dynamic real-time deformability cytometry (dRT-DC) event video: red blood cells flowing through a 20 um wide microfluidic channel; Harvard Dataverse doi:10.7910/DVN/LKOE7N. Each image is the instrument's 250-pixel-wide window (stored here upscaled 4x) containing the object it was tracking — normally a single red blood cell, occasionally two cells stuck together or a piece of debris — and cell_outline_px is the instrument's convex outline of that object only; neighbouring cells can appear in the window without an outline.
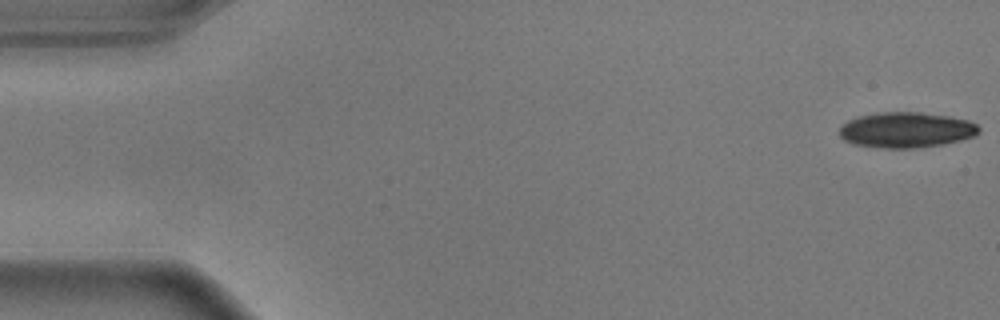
{"species": "common noctule bat (a hibernating species)", "species_latin": "Nyctalus noctula", "temperature_condition": "warm", "stored_images_in_passage": 24, "camera_frame_rate_fps": 3000, "um_per_image_px": 0.085, "animal": {"sex": "male", "body_mass_g": 17.9}, "frame": {"image": 1, "passage_image": 1, "time_ms": 0.0, "image_size_px": [1000, 320], "cell_outline_px": [[980, 132], [972, 136], [960, 140], [940, 144], [916, 148], [884, 148], [852, 144], [844, 140], [840, 136], [840, 128], [848, 120], [860, 116], [876, 112], [920, 112], [948, 116], [968, 120], [976, 124], [980, 128]], "centroid_in_image_um": [77.01, 11.04], "position_along_channel_um": 8.0, "area_um2": 28.73}}
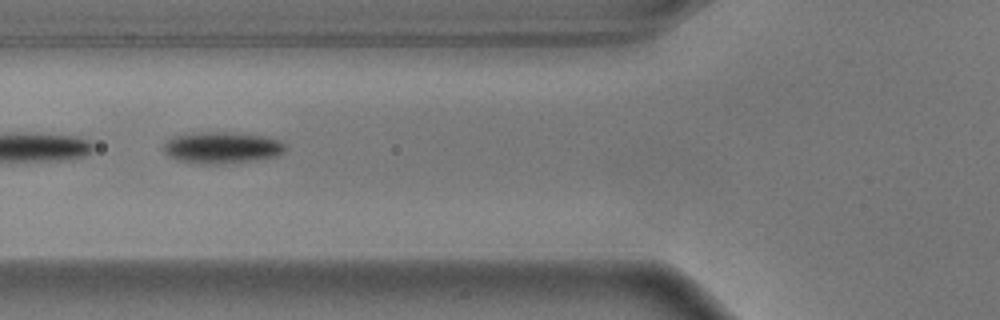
{"frame": {"image": 2, "passage_image": 21, "time_ms": 6.667, "image_size_px": [1000, 320], "cell_outline_px": [[288, 148], [280, 156], [256, 160], [224, 164], [200, 164], [176, 160], [168, 156], [164, 152], [164, 144], [172, 136], [184, 132], [232, 132], [268, 136], [280, 140], [288, 144]], "centroid_in_image_um": [18.91, 12.54], "position_along_channel_um": 106.9, "area_um2": 23.24}}